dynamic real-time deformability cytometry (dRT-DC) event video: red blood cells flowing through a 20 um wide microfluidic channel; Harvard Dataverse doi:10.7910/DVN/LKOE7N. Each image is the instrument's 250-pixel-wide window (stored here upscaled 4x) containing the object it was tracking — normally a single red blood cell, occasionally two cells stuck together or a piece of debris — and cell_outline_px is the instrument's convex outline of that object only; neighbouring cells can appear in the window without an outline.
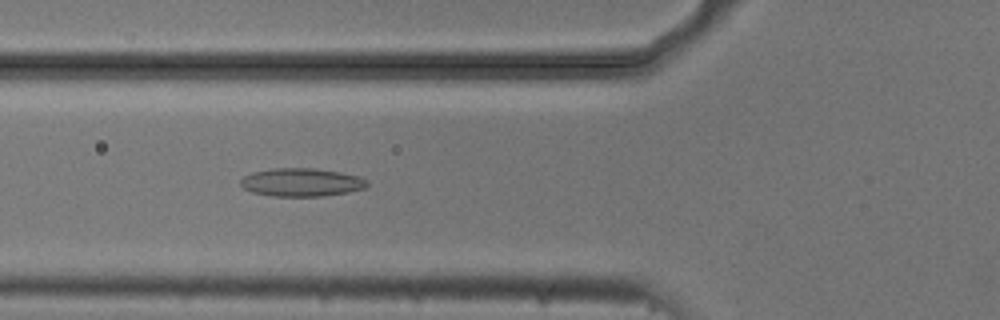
{"species": "common noctule bat (a hibernating species)", "species_latin": "Nyctalus noctula", "temperature_condition": "cold", "stored_images_in_passage": 33, "camera_frame_rate_fps": 3000, "um_per_image_px": 0.085, "animal": {"sex": "male", "body_mass_g": 20.5, "forearm_length_mm": 52.5}, "frame": {"image": 1, "passage_image": 11, "time_ms": 3.333, "image_size_px": [1000, 320], "cell_outline_px": [[368, 184], [364, 188], [348, 192], [324, 196], [272, 196], [252, 192], [244, 188], [240, 184], [240, 180], [244, 176], [252, 172], [272, 168], [312, 168], [340, 172], [360, 176], [368, 180]], "centroid_in_image_um": [25.63, 15.49], "position_along_channel_um": 100.2, "area_um2": 20.87}}
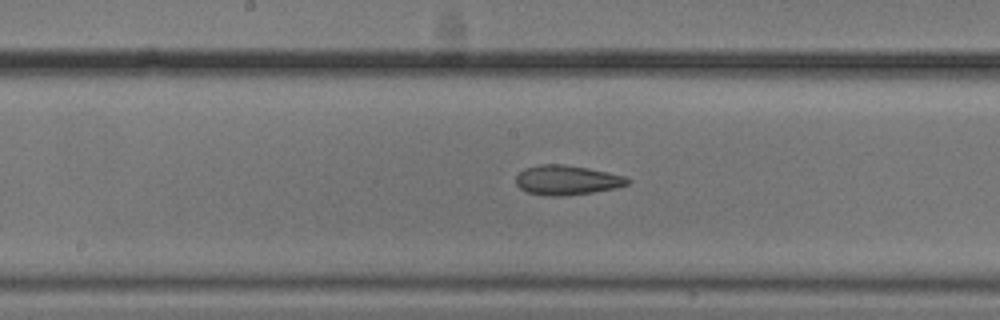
{"frame": {"image": 2, "passage_image": 19, "time_ms": 6.0, "image_size_px": [1000, 320], "cell_outline_px": [[632, 180], [628, 184], [616, 188], [592, 192], [564, 196], [544, 196], [528, 192], [520, 188], [516, 184], [516, 176], [524, 168], [540, 164], [564, 164], [588, 168], [608, 172], [624, 176]], "centroid_in_image_um": [48.18, 15.31], "position_along_channel_um": 200.0, "area_um2": 19.36}}
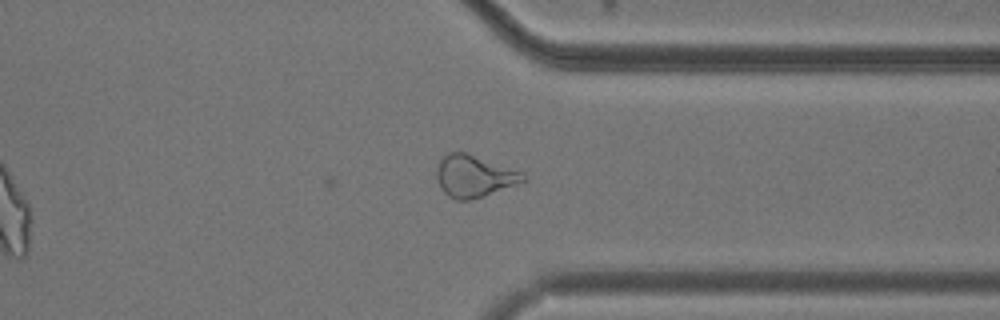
{"frame": {"image": 3, "passage_image": 33, "time_ms": 10.667, "image_size_px": [1000, 320], "cell_outline_px": [[528, 180], [472, 200], [456, 200], [448, 196], [444, 192], [436, 176], [436, 172], [440, 160], [448, 152], [464, 152], [524, 172], [528, 176]], "centroid_in_image_um": [40.33, 14.98], "position_along_channel_um": 371.1, "area_um2": 21.04}, "authors_computed_cell_mechanics": {"area_um2": 19.363, "velocity_mm_per_s": 3.6959, "shape_relaxation_time_tau1_ms": null, "shape_relaxation_time_tau2_ms": 5.3511, "deformation_change_tau1": null, "deformation_change_tau2": 0.1421}}